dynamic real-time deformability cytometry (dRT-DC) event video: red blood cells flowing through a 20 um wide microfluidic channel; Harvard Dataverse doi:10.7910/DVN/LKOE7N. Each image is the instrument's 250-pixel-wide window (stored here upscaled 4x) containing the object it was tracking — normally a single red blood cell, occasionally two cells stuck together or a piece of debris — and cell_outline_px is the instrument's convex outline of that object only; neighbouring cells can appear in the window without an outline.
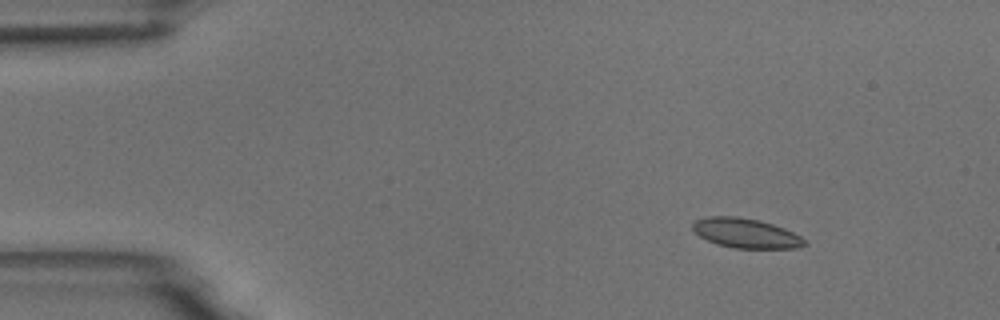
{"species": "common noctule bat (a hibernating species)", "species_latin": "Nyctalus noctula", "temperature_condition": "room temperature", "stored_images_in_passage": 8, "camera_frame_rate_fps": 3000, "um_per_image_px": 0.085, "animal": {"sex": "male", "body_mass_g": 18.8}, "frame": {"image": 1, "passage_image": 1, "time_ms": 0.0, "image_size_px": [1000, 320], "cell_outline_px": [[808, 244], [796, 248], [732, 248], [716, 244], [700, 236], [692, 228], [692, 224], [696, 220], [708, 216], [736, 216], [760, 220], [784, 228], [800, 236]], "centroid_in_image_um": [63.39, 19.82], "position_along_channel_um": 21.6, "area_um2": 19.25}}
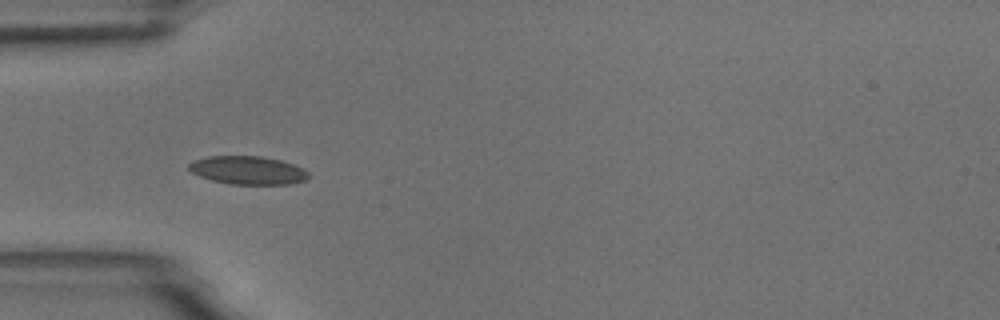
{"frame": {"image": 2, "passage_image": 4, "time_ms": 3.333, "image_size_px": [1000, 320], "cell_outline_px": [[308, 180], [292, 184], [232, 184], [212, 180], [200, 176], [192, 172], [188, 168], [188, 164], [196, 160], [208, 156], [260, 156], [280, 160], [304, 168], [308, 172]], "centroid_in_image_um": [21.1, 14.47], "position_along_channel_um": 63.9, "area_um2": 19.65}}